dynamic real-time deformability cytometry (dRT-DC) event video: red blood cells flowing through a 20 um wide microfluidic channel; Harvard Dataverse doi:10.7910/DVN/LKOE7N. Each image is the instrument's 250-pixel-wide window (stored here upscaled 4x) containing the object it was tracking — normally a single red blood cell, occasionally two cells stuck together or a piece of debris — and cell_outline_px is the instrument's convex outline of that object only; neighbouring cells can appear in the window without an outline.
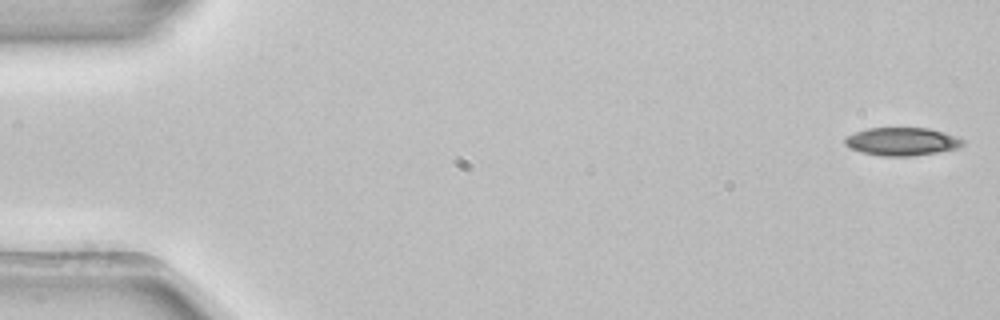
{"species": "common noctule bat (a hibernating species)", "species_latin": "Nyctalus noctula", "temperature_condition": "room temperature", "stored_images_in_passage": 4, "camera_frame_rate_fps": 3000, "um_per_image_px": 0.085, "animal": {"sex": "female", "body_mass_g": 22.7, "forearm_length_mm": 54.2}, "frame": {"image": 1, "passage_image": 1, "time_ms": 0.0, "image_size_px": [1000, 320], "cell_outline_px": [[964, 144], [956, 148], [936, 152], [912, 156], [880, 156], [860, 152], [848, 148], [844, 144], [844, 140], [848, 136], [856, 132], [868, 128], [928, 128], [944, 132], [956, 136], [964, 140]], "centroid_in_image_um": [76.63, 12.03], "position_along_channel_um": 8.4, "area_um2": 19.25}}
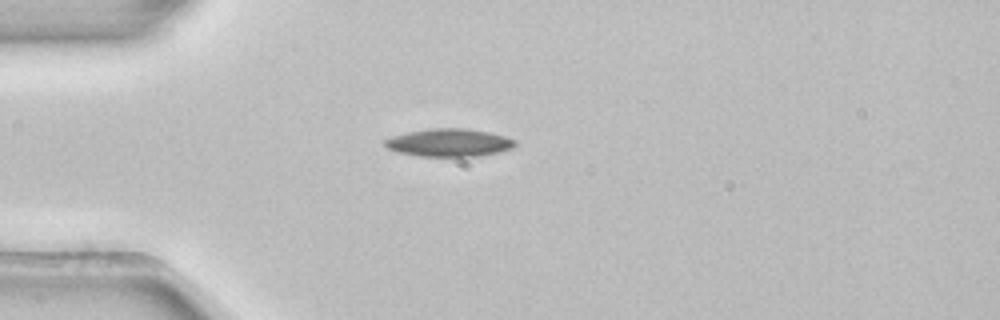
{"frame": {"image": 2, "passage_image": 4, "time_ms": 1.0, "image_size_px": [1000, 320], "cell_outline_px": [[516, 144], [512, 148], [480, 156], [420, 156], [396, 152], [388, 148], [384, 144], [384, 140], [392, 136], [408, 132], [428, 128], [468, 128], [488, 132], [504, 136], [516, 140]], "centroid_in_image_um": [38.15, 12.12], "position_along_channel_um": 46.8, "area_um2": 21.1}}